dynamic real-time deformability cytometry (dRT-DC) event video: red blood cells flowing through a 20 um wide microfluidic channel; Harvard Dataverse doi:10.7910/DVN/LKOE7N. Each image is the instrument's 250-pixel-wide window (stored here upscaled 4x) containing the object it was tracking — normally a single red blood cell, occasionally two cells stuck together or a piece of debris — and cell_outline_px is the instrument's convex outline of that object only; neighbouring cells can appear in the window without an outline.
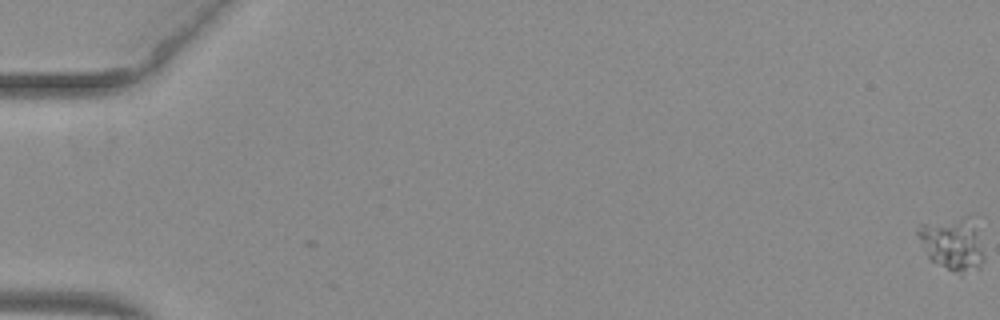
{"species": "common noctule bat (a hibernating species)", "species_latin": "Nyctalus noctula", "temperature_condition": "warm", "stored_images_in_passage": 7, "camera_frame_rate_fps": 3000, "um_per_image_px": 0.085, "animal": {"sex": "female", "body_mass_g": 29.2, "forearm_length_mm": 56.3}, "frame": {"image": 1, "passage_image": 1, "time_ms": 0.0, "image_size_px": [1000, 320], "cell_outline_px": [[984, 260], [980, 268], [960, 276], [952, 272], [932, 260], [928, 256], [916, 232], [916, 228], [920, 224], [964, 216], [968, 216], [976, 228], [984, 252]], "centroid_in_image_um": [80.99, 20.76], "position_along_channel_um": 4.0, "area_um2": 20.4}}